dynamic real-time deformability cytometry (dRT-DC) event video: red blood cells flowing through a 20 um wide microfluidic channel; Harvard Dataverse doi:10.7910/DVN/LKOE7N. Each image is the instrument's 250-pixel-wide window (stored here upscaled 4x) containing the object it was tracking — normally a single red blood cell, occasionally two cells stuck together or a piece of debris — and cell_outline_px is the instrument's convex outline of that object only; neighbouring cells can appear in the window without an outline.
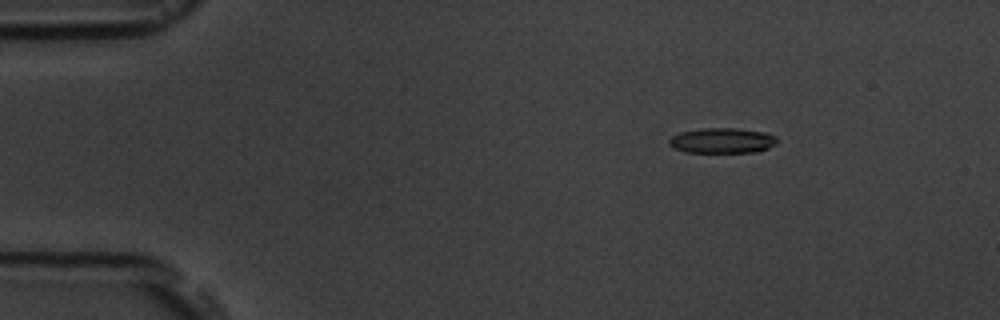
{"species": "common noctule bat (a hibernating species)", "species_latin": "Nyctalus noctula", "temperature_condition": "room temperature", "stored_images_in_passage": 5, "camera_frame_rate_fps": 3000, "um_per_image_px": 0.085, "animal": {"sex": "male", "body_mass_g": 19.5, "forearm_length_mm": 54.6}, "frame": {"image": 1, "passage_image": 3, "time_ms": 2.0, "image_size_px": [1000, 320], "cell_outline_px": [[776, 144], [768, 148], [756, 152], [684, 152], [668, 144], [668, 140], [672, 136], [680, 132], [704, 128], [736, 128], [764, 132], [776, 136]], "centroid_in_image_um": [61.38, 11.95], "position_along_channel_um": 23.6, "area_um2": 15.84}}